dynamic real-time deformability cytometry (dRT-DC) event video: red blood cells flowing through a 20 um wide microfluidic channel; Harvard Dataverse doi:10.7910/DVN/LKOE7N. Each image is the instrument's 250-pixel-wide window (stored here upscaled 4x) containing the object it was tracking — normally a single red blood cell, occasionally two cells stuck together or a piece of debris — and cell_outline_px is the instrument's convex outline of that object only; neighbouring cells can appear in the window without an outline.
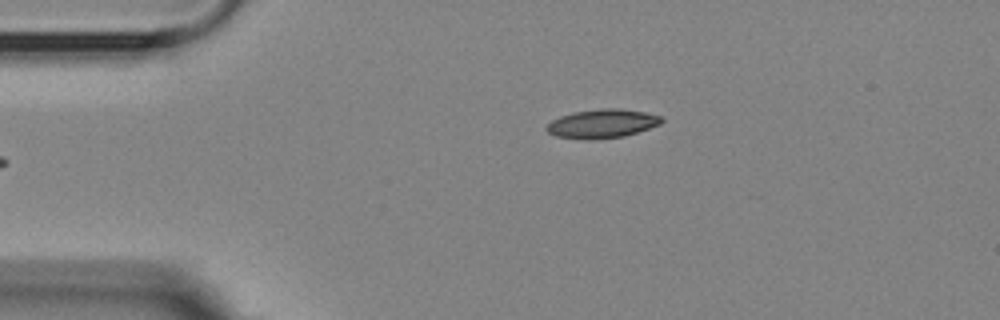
{"species": "Egyptian fruit bat (a non-hibernating species)", "species_latin": "Rousettus aegyptiacus", "temperature_condition": "room temperature", "stored_images_in_passage": 2, "camera_frame_rate_fps": 3000, "um_per_image_px": 0.085, "animal": {"sex": "female"}, "frame": {"image": 1, "passage_image": 1, "time_ms": 0.0, "image_size_px": [1000, 320], "cell_outline_px": [[664, 120], [660, 124], [624, 136], [588, 140], [556, 136], [548, 132], [544, 128], [552, 120], [560, 116], [572, 112], [600, 108], [620, 108], [644, 112], [660, 116]], "centroid_in_image_um": [51.15, 10.5], "position_along_channel_um": 33.8, "area_um2": 19.25}}